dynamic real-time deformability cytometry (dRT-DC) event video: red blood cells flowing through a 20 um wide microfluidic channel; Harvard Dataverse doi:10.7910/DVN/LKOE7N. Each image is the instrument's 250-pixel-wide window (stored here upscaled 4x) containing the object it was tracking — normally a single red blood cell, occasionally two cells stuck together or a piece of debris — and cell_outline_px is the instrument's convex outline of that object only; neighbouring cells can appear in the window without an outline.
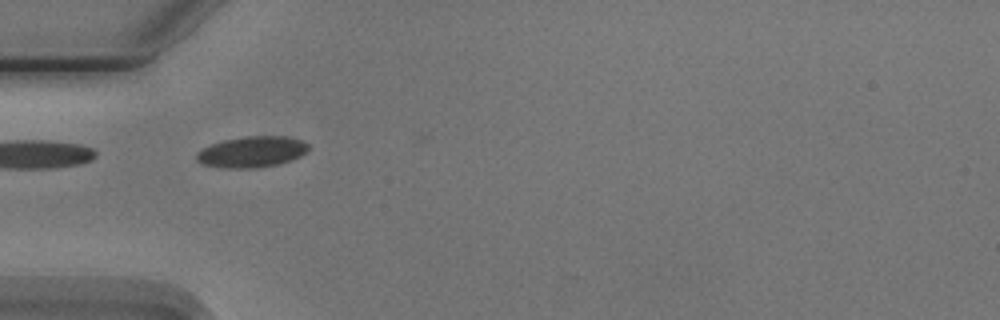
{"species": "Egyptian fruit bat (a non-hibernating species)", "species_latin": "Rousettus aegyptiacus", "temperature_condition": "cold", "stored_images_in_passage": 8, "camera_frame_rate_fps": 3000, "um_per_image_px": 0.085, "animal": {"sex": "male"}, "frame": {"image": 1, "passage_image": 1, "time_ms": 0.0, "image_size_px": [1000, 320], "cell_outline_px": [[308, 148], [300, 156], [276, 164], [252, 168], [224, 168], [200, 164], [196, 160], [196, 152], [212, 144], [224, 140], [244, 136], [288, 136], [300, 140], [308, 144]], "centroid_in_image_um": [21.35, 12.9], "position_along_channel_um": 63.6, "area_um2": 20.0}}
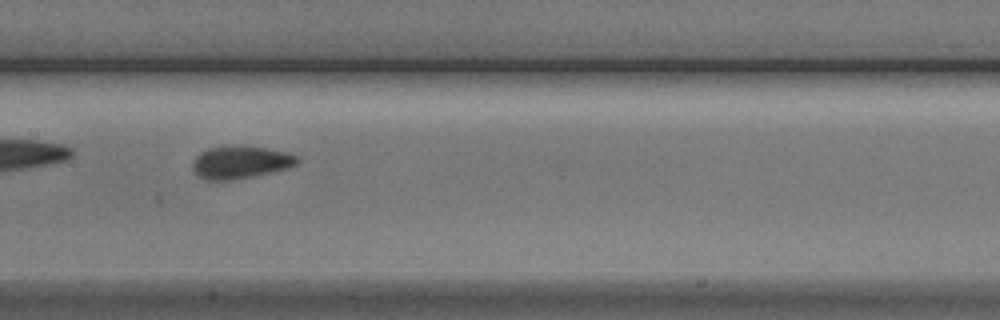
{"frame": {"image": 2, "passage_image": 4, "time_ms": 3.333, "image_size_px": [1000, 320], "cell_outline_px": [[300, 160], [296, 164], [288, 168], [272, 172], [232, 180], [208, 180], [192, 172], [192, 160], [200, 152], [208, 148], [264, 148], [288, 152], [300, 156]], "centroid_in_image_um": [20.45, 13.83], "position_along_channel_um": 187.0, "area_um2": 19.42}}
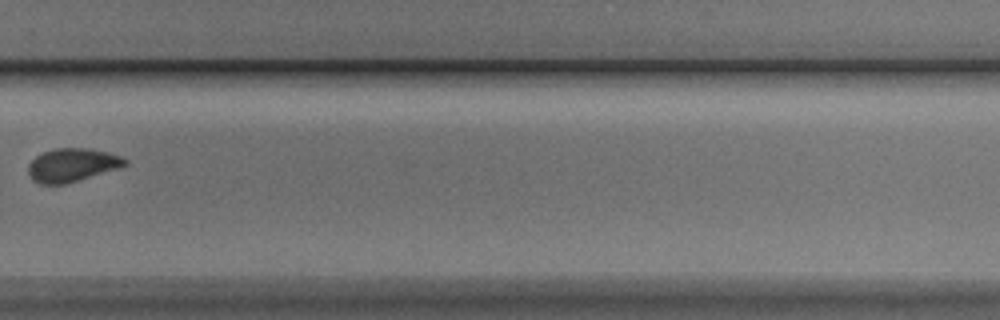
{"frame": {"image": 3, "passage_image": 7, "time_ms": 7.0, "image_size_px": [1000, 320], "cell_outline_px": [[128, 164], [120, 168], [64, 184], [40, 184], [32, 180], [28, 172], [28, 164], [36, 156], [44, 152], [56, 148], [88, 148], [108, 152], [120, 156], [128, 160]], "centroid_in_image_um": [6.14, 14.02], "position_along_channel_um": 323.7, "area_um2": 18.79}}